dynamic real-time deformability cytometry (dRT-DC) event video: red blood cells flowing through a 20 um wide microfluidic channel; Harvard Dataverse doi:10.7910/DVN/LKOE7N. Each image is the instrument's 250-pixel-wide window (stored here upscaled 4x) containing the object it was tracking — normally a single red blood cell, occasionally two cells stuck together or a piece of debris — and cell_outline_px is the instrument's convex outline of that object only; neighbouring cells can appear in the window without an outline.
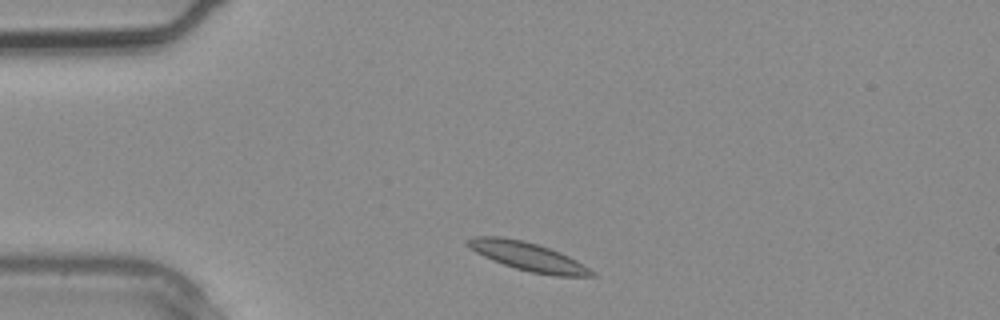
{"species": "common noctule bat (a hibernating species)", "species_latin": "Nyctalus noctula", "temperature_condition": "warm", "stored_images_in_passage": 2, "camera_frame_rate_fps": 3000, "um_per_image_px": 0.085, "animal": {"sex": "male", "body_mass_g": 20.4}, "frame": {"image": 1, "passage_image": 1, "time_ms": 0.0, "image_size_px": [1000, 320], "cell_outline_px": [[596, 276], [556, 276], [532, 272], [516, 268], [492, 260], [476, 252], [464, 244], [464, 240], [472, 236], [500, 236], [524, 240], [560, 252], [576, 260], [596, 272]], "centroid_in_image_um": [44.84, 21.78], "position_along_channel_um": 40.2, "area_um2": 20.58}}
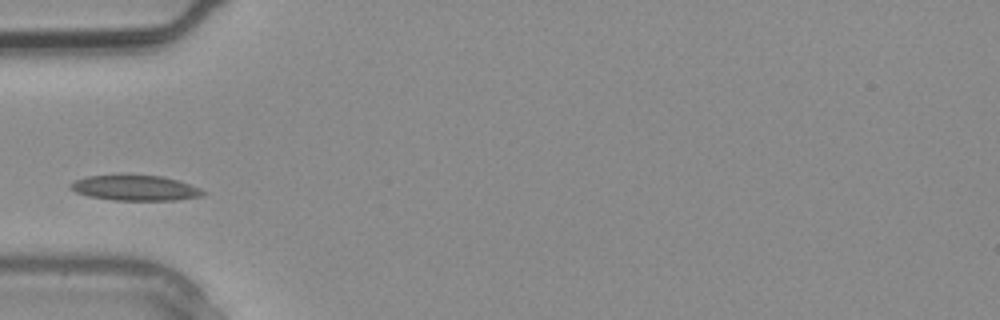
{"frame": {"image": 2, "passage_image": 2, "time_ms": 0.333, "image_size_px": [1000, 320], "cell_outline_px": [[208, 192], [204, 196], [176, 200], [112, 200], [88, 196], [76, 192], [68, 188], [68, 184], [76, 180], [88, 176], [160, 176], [176, 180], [200, 188]], "centroid_in_image_um": [11.5, 16.0], "position_along_channel_um": 73.5, "area_um2": 19.31}}